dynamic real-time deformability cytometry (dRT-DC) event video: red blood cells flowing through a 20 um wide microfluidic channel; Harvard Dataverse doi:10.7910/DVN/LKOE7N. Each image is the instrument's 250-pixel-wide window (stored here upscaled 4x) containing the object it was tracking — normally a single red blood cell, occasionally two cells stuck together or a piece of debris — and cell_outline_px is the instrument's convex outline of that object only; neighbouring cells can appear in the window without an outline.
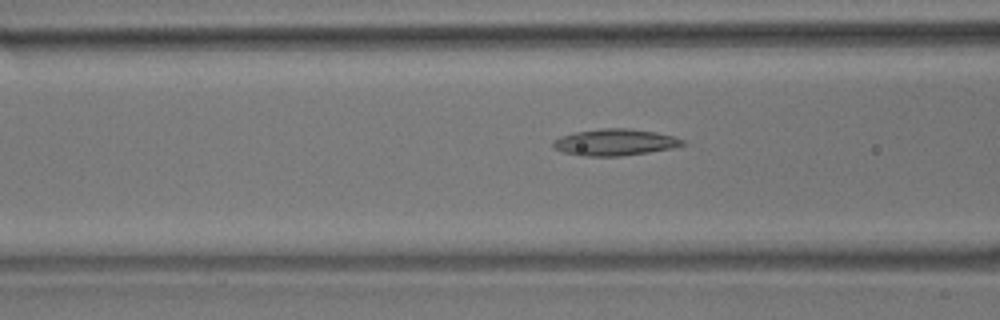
{"species": "common noctule bat (a hibernating species)", "species_latin": "Nyctalus noctula", "temperature_condition": "room temperature", "stored_images_in_passage": 48, "camera_frame_rate_fps": 3000, "um_per_image_px": 0.085, "animal": {"sex": "male", "body_mass_g": 17.9}, "frame": {"image": 1, "passage_image": 15, "time_ms": 4.667, "image_size_px": [1000, 320], "cell_outline_px": [[688, 144], [672, 148], [648, 152], [620, 156], [584, 156], [564, 152], [552, 148], [552, 140], [560, 136], [576, 132], [600, 128], [628, 128], [656, 132], [672, 136], [684, 140]], "centroid_in_image_um": [52.25, 12.09], "position_along_channel_um": 114.4, "area_um2": 20.11}}
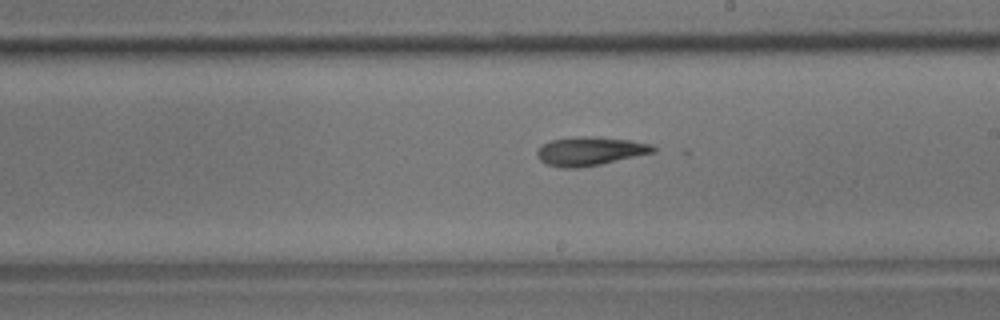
{"frame": {"image": 2, "passage_image": 25, "time_ms": 8.0, "image_size_px": [1000, 320], "cell_outline_px": [[656, 152], [600, 164], [580, 168], [564, 168], [548, 164], [540, 160], [536, 156], [536, 152], [544, 144], [552, 140], [584, 136], [592, 136], [628, 140], [652, 144], [656, 148]], "centroid_in_image_um": [50.17, 12.85], "position_along_channel_um": 238.8, "area_um2": 19.19}}
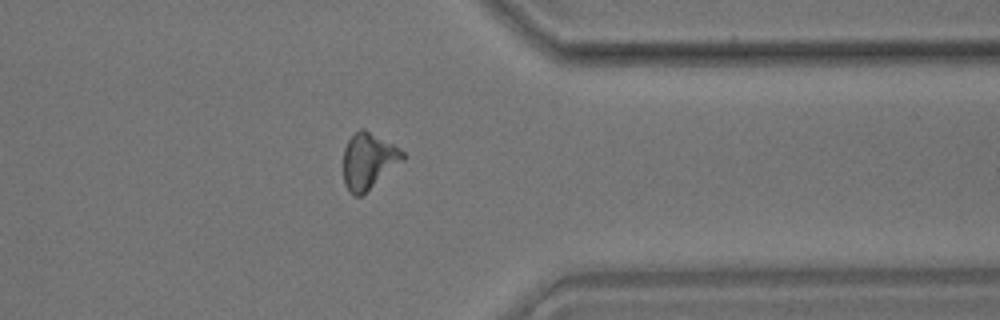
{"frame": {"image": 3, "passage_image": 37, "time_ms": 12.0, "image_size_px": [1000, 320], "cell_outline_px": [[404, 160], [360, 196], [356, 196], [348, 192], [344, 184], [344, 148], [348, 140], [360, 128], [364, 128], [400, 148], [404, 152]], "centroid_in_image_um": [31.31, 13.67], "position_along_channel_um": 380.1, "area_um2": 19.19}, "authors_computed_cell_mechanics": {"area_um2": 18.9295, "velocity_mm_per_s": 3.7385, "shape_relaxation_time_tau1_ms": 9.2954, "shape_relaxation_time_tau2_ms": 5.9507, "deformation_change_tau1": 0.1831, "deformation_change_tau2": 0.1644}}